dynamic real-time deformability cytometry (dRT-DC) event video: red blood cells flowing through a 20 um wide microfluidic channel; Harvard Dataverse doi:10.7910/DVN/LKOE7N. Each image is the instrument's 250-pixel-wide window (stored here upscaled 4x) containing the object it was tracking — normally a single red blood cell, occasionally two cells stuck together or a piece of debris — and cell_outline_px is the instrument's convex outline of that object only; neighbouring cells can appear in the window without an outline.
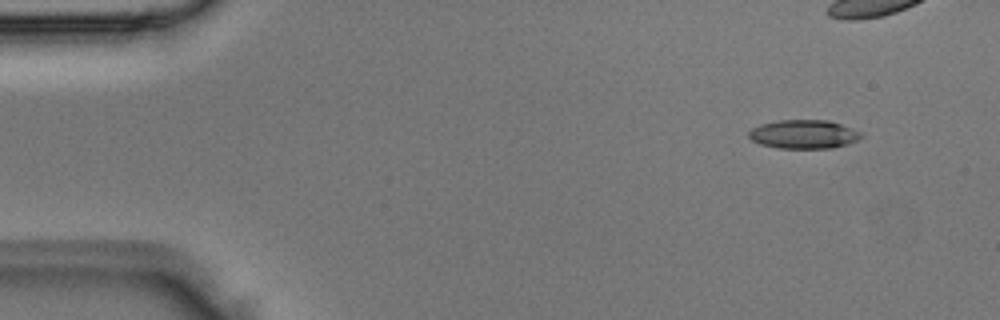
{"species": "Egyptian fruit bat (a non-hibernating species)", "species_latin": "Rousettus aegyptiacus", "temperature_condition": "room temperature", "stored_images_in_passage": 5, "camera_frame_rate_fps": 3000, "um_per_image_px": 0.085, "animal": {"sex": "male"}, "frame": {"image": 1, "passage_image": 5, "time_ms": 1.333, "image_size_px": [1000, 320], "cell_outline_px": [[864, 136], [860, 140], [848, 144], [832, 148], [780, 148], [760, 144], [752, 140], [748, 136], [748, 132], [752, 128], [760, 124], [780, 120], [828, 120], [840, 124], [860, 132]], "centroid_in_image_um": [68.33, 11.41], "position_along_channel_um": 16.7, "area_um2": 18.84}}